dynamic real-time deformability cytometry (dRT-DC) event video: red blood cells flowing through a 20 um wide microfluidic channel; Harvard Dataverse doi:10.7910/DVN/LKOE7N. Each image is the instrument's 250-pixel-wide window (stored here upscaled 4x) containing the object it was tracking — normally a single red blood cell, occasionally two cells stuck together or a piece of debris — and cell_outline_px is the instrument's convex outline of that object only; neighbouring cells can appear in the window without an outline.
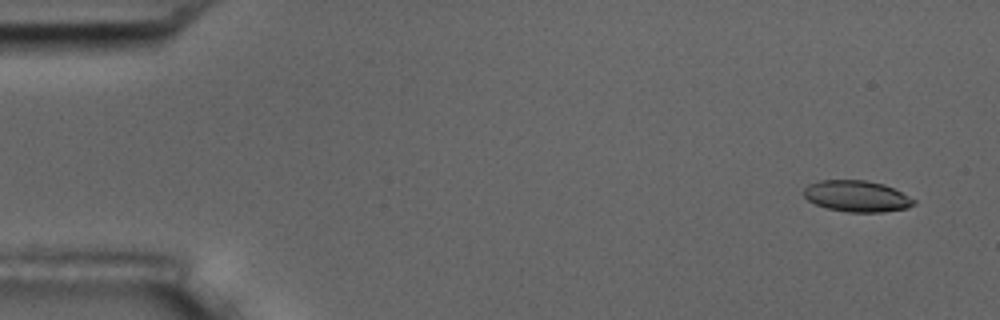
{"species": "common noctule bat (a hibernating species)", "species_latin": "Nyctalus noctula", "temperature_condition": "room temperature", "stored_images_in_passage": 6, "camera_frame_rate_fps": 3000, "um_per_image_px": 0.085, "animal": {"sex": "male", "body_mass_g": 17.5, "forearm_length_mm": 52.3}, "frame": {"image": 1, "passage_image": 1, "time_ms": 0.0, "image_size_px": [1000, 320], "cell_outline_px": [[916, 204], [908, 208], [884, 212], [848, 212], [828, 208], [816, 204], [808, 200], [804, 196], [804, 188], [808, 184], [820, 180], [864, 180], [884, 184], [916, 200]], "centroid_in_image_um": [72.83, 16.68], "position_along_channel_um": 12.2, "area_um2": 20.0}}